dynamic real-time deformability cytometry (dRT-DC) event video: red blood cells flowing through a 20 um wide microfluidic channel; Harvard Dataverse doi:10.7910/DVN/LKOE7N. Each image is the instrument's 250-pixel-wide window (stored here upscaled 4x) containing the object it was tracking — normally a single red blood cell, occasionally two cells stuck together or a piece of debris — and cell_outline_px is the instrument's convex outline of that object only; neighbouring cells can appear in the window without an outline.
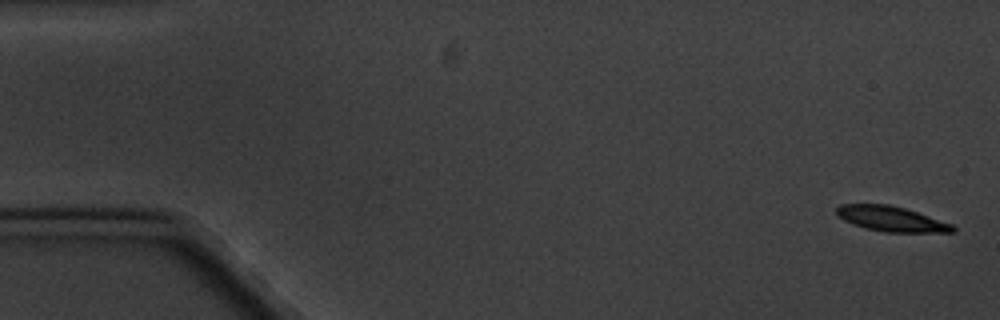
{"species": "common noctule bat (a hibernating species)", "species_latin": "Nyctalus noctula", "temperature_condition": "cold", "stored_images_in_passage": 5, "camera_frame_rate_fps": 3000, "um_per_image_px": 0.085, "animal": {"sex": "male", "body_mass_g": 20.1, "forearm_length_mm": 53.5}, "frame": {"image": 1, "passage_image": 1, "time_ms": 0.0, "image_size_px": [1000, 320], "cell_outline_px": [[956, 232], [884, 232], [864, 228], [852, 224], [844, 220], [836, 212], [836, 208], [840, 204], [888, 204], [904, 208], [952, 224], [956, 228]], "centroid_in_image_um": [75.75, 18.61], "position_along_channel_um": 9.3, "area_um2": 16.88}}
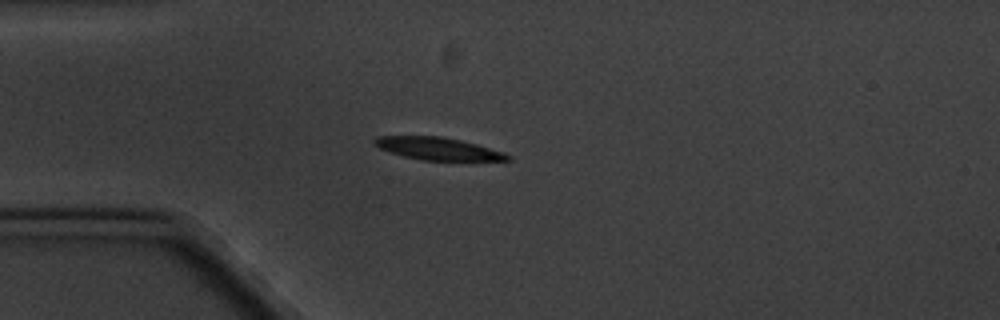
{"frame": {"image": 2, "passage_image": 5, "time_ms": 4.667, "image_size_px": [1000, 320], "cell_outline_px": [[512, 160], [424, 160], [404, 156], [380, 148], [372, 144], [372, 140], [376, 136], [440, 136], [460, 140], [476, 144], [504, 152], [512, 156]], "centroid_in_image_um": [37.21, 12.63], "position_along_channel_um": 47.8, "area_um2": 17.28}}